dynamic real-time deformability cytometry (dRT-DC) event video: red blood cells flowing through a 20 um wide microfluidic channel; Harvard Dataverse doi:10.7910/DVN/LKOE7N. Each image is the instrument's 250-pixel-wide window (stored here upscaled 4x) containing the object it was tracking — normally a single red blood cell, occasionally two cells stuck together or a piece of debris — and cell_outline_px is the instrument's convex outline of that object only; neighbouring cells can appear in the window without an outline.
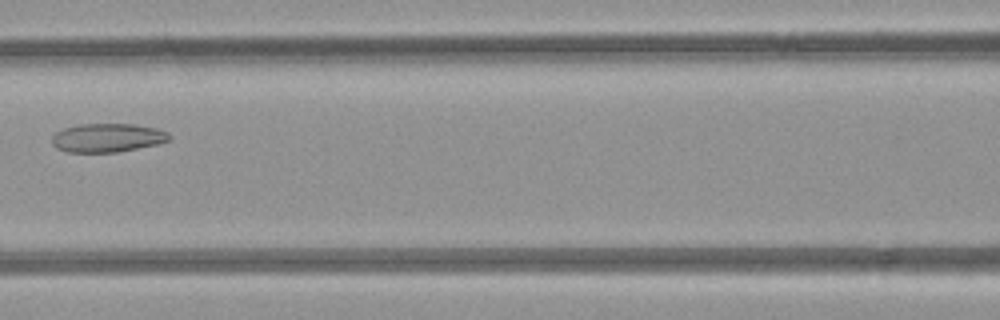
{"species": "common noctule bat (a hibernating species)", "species_latin": "Nyctalus noctula", "temperature_condition": "room temperature", "stored_images_in_passage": 4, "camera_frame_rate_fps": 3000, "um_per_image_px": 0.085, "animal": {"sex": "female", "body_mass_g": 21.9}, "frame": {"image": 1, "passage_image": 4, "time_ms": 3.333, "image_size_px": [1000, 320], "cell_outline_px": [[172, 136], [168, 140], [160, 144], [116, 152], [68, 152], [56, 148], [52, 144], [52, 136], [56, 132], [64, 128], [76, 124], [136, 124], [156, 128], [168, 132]], "centroid_in_image_um": [9.14, 11.7], "position_along_channel_um": 157.5, "area_um2": 19.77}}